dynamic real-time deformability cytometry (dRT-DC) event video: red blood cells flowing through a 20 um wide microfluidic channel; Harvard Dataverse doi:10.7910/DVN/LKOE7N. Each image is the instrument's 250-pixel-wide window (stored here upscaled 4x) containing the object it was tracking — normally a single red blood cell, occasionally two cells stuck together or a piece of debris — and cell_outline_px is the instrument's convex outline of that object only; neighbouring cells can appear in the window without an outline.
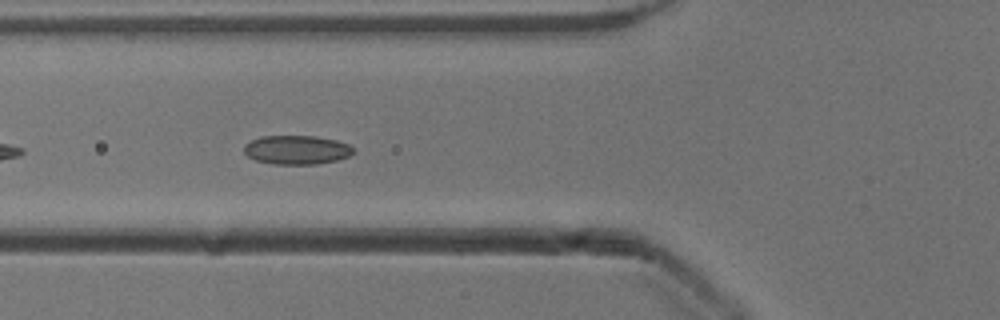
{"species": "common noctule bat (a hibernating species)", "species_latin": "Nyctalus noctula", "temperature_condition": "cold", "stored_images_in_passage": 20, "camera_frame_rate_fps": 3000, "um_per_image_px": 0.085, "animal": {"sex": "male", "body_mass_g": 13.3}, "frame": {"image": 1, "passage_image": 4, "time_ms": 1.0, "image_size_px": [1000, 320], "cell_outline_px": [[356, 152], [348, 156], [336, 160], [316, 164], [272, 164], [256, 160], [248, 156], [244, 152], [244, 144], [260, 136], [316, 136], [336, 140], [348, 144]], "centroid_in_image_um": [25.21, 12.73], "position_along_channel_um": 100.6, "area_um2": 18.44}}